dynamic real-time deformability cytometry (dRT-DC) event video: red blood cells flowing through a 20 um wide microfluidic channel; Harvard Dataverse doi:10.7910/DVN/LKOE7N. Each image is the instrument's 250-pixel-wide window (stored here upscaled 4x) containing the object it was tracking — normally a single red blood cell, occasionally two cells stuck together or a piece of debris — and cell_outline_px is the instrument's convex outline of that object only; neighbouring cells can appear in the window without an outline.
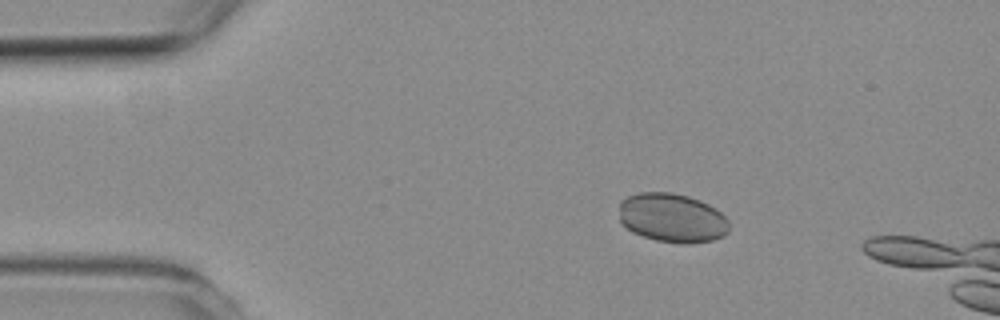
{"species": "common noctule bat (a hibernating species)", "species_latin": "Nyctalus noctula", "temperature_condition": "room temperature", "stored_images_in_passage": 5, "camera_frame_rate_fps": 3000, "um_per_image_px": 0.085, "animal": {"sex": "female", "body_mass_g": 19.3, "forearm_length_mm": 54.1}, "frame": {"image": 1, "passage_image": 3, "time_ms": 2.333, "image_size_px": [1000, 320], "cell_outline_px": [[728, 232], [724, 236], [712, 240], [688, 244], [680, 244], [656, 240], [632, 232], [620, 220], [620, 200], [628, 196], [640, 192], [672, 192], [688, 196], [700, 200], [716, 208], [728, 220]], "centroid_in_image_um": [57.14, 18.51], "position_along_channel_um": 27.9, "area_um2": 31.56}}